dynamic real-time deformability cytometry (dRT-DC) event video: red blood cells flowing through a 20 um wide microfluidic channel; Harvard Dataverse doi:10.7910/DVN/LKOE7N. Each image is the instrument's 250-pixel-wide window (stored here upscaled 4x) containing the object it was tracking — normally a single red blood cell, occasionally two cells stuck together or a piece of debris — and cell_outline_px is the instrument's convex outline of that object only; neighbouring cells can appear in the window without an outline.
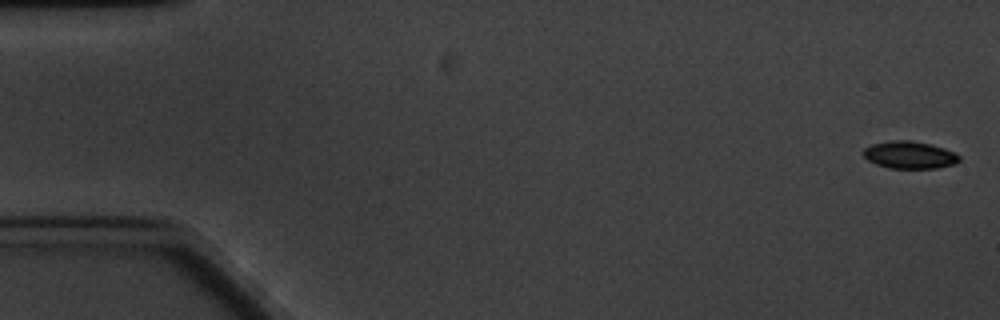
{"species": "common noctule bat (a hibernating species)", "species_latin": "Nyctalus noctula", "temperature_condition": "cold", "stored_images_in_passage": 6, "camera_frame_rate_fps": 3000, "um_per_image_px": 0.085, "animal": {"sex": "male", "body_mass_g": 20.1, "forearm_length_mm": 53.5}, "frame": {"image": 1, "passage_image": 1, "time_ms": 0.0, "image_size_px": [1000, 320], "cell_outline_px": [[960, 160], [956, 164], [936, 168], [888, 168], [876, 164], [868, 160], [864, 156], [864, 148], [872, 144], [892, 140], [912, 140], [932, 144], [956, 152], [960, 156]], "centroid_in_image_um": [77.35, 13.16], "position_along_channel_um": 7.6, "area_um2": 15.43}}
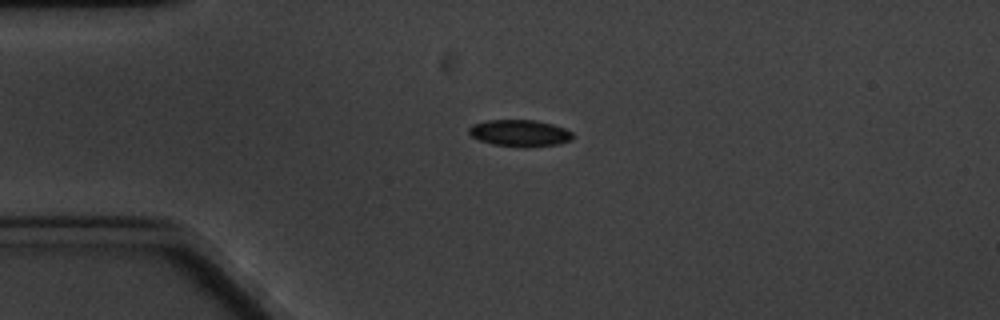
{"frame": {"image": 2, "passage_image": 4, "time_ms": 4.333, "image_size_px": [1000, 320], "cell_outline_px": [[572, 140], [556, 144], [492, 144], [480, 140], [472, 136], [468, 132], [468, 128], [472, 124], [488, 120], [536, 120], [552, 124], [564, 128], [572, 132]], "centroid_in_image_um": [44.14, 11.25], "position_along_channel_um": 40.9, "area_um2": 15.26}}